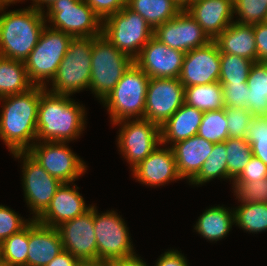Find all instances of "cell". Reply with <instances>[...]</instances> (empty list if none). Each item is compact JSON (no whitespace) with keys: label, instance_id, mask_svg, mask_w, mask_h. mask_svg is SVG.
Returning <instances> with one entry per match:
<instances>
[{"label":"cell","instance_id":"cell-5","mask_svg":"<svg viewBox=\"0 0 267 266\" xmlns=\"http://www.w3.org/2000/svg\"><path fill=\"white\" fill-rule=\"evenodd\" d=\"M149 79L135 63L124 73L112 92L102 101L112 124L144 117Z\"/></svg>","mask_w":267,"mask_h":266},{"label":"cell","instance_id":"cell-15","mask_svg":"<svg viewBox=\"0 0 267 266\" xmlns=\"http://www.w3.org/2000/svg\"><path fill=\"white\" fill-rule=\"evenodd\" d=\"M63 250L69 251L83 263H97V244L94 232V206L84 214L57 227Z\"/></svg>","mask_w":267,"mask_h":266},{"label":"cell","instance_id":"cell-6","mask_svg":"<svg viewBox=\"0 0 267 266\" xmlns=\"http://www.w3.org/2000/svg\"><path fill=\"white\" fill-rule=\"evenodd\" d=\"M92 45L93 37L73 38L56 75L50 82L52 88L45 89L51 93L70 96L84 89L89 90Z\"/></svg>","mask_w":267,"mask_h":266},{"label":"cell","instance_id":"cell-4","mask_svg":"<svg viewBox=\"0 0 267 266\" xmlns=\"http://www.w3.org/2000/svg\"><path fill=\"white\" fill-rule=\"evenodd\" d=\"M89 90L100 101L112 92L134 60L119 51L102 34L93 37Z\"/></svg>","mask_w":267,"mask_h":266},{"label":"cell","instance_id":"cell-28","mask_svg":"<svg viewBox=\"0 0 267 266\" xmlns=\"http://www.w3.org/2000/svg\"><path fill=\"white\" fill-rule=\"evenodd\" d=\"M33 86L24 61L0 56V98L24 93Z\"/></svg>","mask_w":267,"mask_h":266},{"label":"cell","instance_id":"cell-21","mask_svg":"<svg viewBox=\"0 0 267 266\" xmlns=\"http://www.w3.org/2000/svg\"><path fill=\"white\" fill-rule=\"evenodd\" d=\"M185 10L211 40L234 21L233 0H193Z\"/></svg>","mask_w":267,"mask_h":266},{"label":"cell","instance_id":"cell-31","mask_svg":"<svg viewBox=\"0 0 267 266\" xmlns=\"http://www.w3.org/2000/svg\"><path fill=\"white\" fill-rule=\"evenodd\" d=\"M215 178L228 179L225 142H218L213 145L212 153L208 156L198 174L189 183L198 186Z\"/></svg>","mask_w":267,"mask_h":266},{"label":"cell","instance_id":"cell-44","mask_svg":"<svg viewBox=\"0 0 267 266\" xmlns=\"http://www.w3.org/2000/svg\"><path fill=\"white\" fill-rule=\"evenodd\" d=\"M103 21L127 5V0H84Z\"/></svg>","mask_w":267,"mask_h":266},{"label":"cell","instance_id":"cell-19","mask_svg":"<svg viewBox=\"0 0 267 266\" xmlns=\"http://www.w3.org/2000/svg\"><path fill=\"white\" fill-rule=\"evenodd\" d=\"M62 183L47 209L36 219L37 222L57 228L62 223L74 219L88 211L92 205L87 206L80 189L75 184Z\"/></svg>","mask_w":267,"mask_h":266},{"label":"cell","instance_id":"cell-17","mask_svg":"<svg viewBox=\"0 0 267 266\" xmlns=\"http://www.w3.org/2000/svg\"><path fill=\"white\" fill-rule=\"evenodd\" d=\"M220 51L212 40L185 53L179 80L184 87L219 82Z\"/></svg>","mask_w":267,"mask_h":266},{"label":"cell","instance_id":"cell-9","mask_svg":"<svg viewBox=\"0 0 267 266\" xmlns=\"http://www.w3.org/2000/svg\"><path fill=\"white\" fill-rule=\"evenodd\" d=\"M153 33L146 20L127 6L103 20L102 35L133 60Z\"/></svg>","mask_w":267,"mask_h":266},{"label":"cell","instance_id":"cell-29","mask_svg":"<svg viewBox=\"0 0 267 266\" xmlns=\"http://www.w3.org/2000/svg\"><path fill=\"white\" fill-rule=\"evenodd\" d=\"M248 104L253 117L267 116V62H254L247 79Z\"/></svg>","mask_w":267,"mask_h":266},{"label":"cell","instance_id":"cell-26","mask_svg":"<svg viewBox=\"0 0 267 266\" xmlns=\"http://www.w3.org/2000/svg\"><path fill=\"white\" fill-rule=\"evenodd\" d=\"M234 224V210L218 205L202 212L194 229L203 238L216 243L227 236Z\"/></svg>","mask_w":267,"mask_h":266},{"label":"cell","instance_id":"cell-49","mask_svg":"<svg viewBox=\"0 0 267 266\" xmlns=\"http://www.w3.org/2000/svg\"><path fill=\"white\" fill-rule=\"evenodd\" d=\"M32 1V7L40 10V11H44V5H46V7H48L50 4H52L55 0H31Z\"/></svg>","mask_w":267,"mask_h":266},{"label":"cell","instance_id":"cell-52","mask_svg":"<svg viewBox=\"0 0 267 266\" xmlns=\"http://www.w3.org/2000/svg\"><path fill=\"white\" fill-rule=\"evenodd\" d=\"M81 266H106V263H83Z\"/></svg>","mask_w":267,"mask_h":266},{"label":"cell","instance_id":"cell-2","mask_svg":"<svg viewBox=\"0 0 267 266\" xmlns=\"http://www.w3.org/2000/svg\"><path fill=\"white\" fill-rule=\"evenodd\" d=\"M70 95L41 93L36 141L70 142L78 139L86 124V109Z\"/></svg>","mask_w":267,"mask_h":266},{"label":"cell","instance_id":"cell-48","mask_svg":"<svg viewBox=\"0 0 267 266\" xmlns=\"http://www.w3.org/2000/svg\"><path fill=\"white\" fill-rule=\"evenodd\" d=\"M106 266H148L137 254L127 257L116 259L106 263Z\"/></svg>","mask_w":267,"mask_h":266},{"label":"cell","instance_id":"cell-37","mask_svg":"<svg viewBox=\"0 0 267 266\" xmlns=\"http://www.w3.org/2000/svg\"><path fill=\"white\" fill-rule=\"evenodd\" d=\"M234 15L239 18L236 22L255 25L267 22V1L233 0Z\"/></svg>","mask_w":267,"mask_h":266},{"label":"cell","instance_id":"cell-47","mask_svg":"<svg viewBox=\"0 0 267 266\" xmlns=\"http://www.w3.org/2000/svg\"><path fill=\"white\" fill-rule=\"evenodd\" d=\"M82 263L76 259L69 251L62 250L46 266H81Z\"/></svg>","mask_w":267,"mask_h":266},{"label":"cell","instance_id":"cell-35","mask_svg":"<svg viewBox=\"0 0 267 266\" xmlns=\"http://www.w3.org/2000/svg\"><path fill=\"white\" fill-rule=\"evenodd\" d=\"M29 224L1 242L2 258L8 266H27Z\"/></svg>","mask_w":267,"mask_h":266},{"label":"cell","instance_id":"cell-18","mask_svg":"<svg viewBox=\"0 0 267 266\" xmlns=\"http://www.w3.org/2000/svg\"><path fill=\"white\" fill-rule=\"evenodd\" d=\"M184 56L185 52L172 49L153 36L134 63L150 78H179Z\"/></svg>","mask_w":267,"mask_h":266},{"label":"cell","instance_id":"cell-39","mask_svg":"<svg viewBox=\"0 0 267 266\" xmlns=\"http://www.w3.org/2000/svg\"><path fill=\"white\" fill-rule=\"evenodd\" d=\"M233 192L240 203L267 204V177L253 182H233Z\"/></svg>","mask_w":267,"mask_h":266},{"label":"cell","instance_id":"cell-40","mask_svg":"<svg viewBox=\"0 0 267 266\" xmlns=\"http://www.w3.org/2000/svg\"><path fill=\"white\" fill-rule=\"evenodd\" d=\"M230 138H246L249 123L253 118L246 108H225Z\"/></svg>","mask_w":267,"mask_h":266},{"label":"cell","instance_id":"cell-22","mask_svg":"<svg viewBox=\"0 0 267 266\" xmlns=\"http://www.w3.org/2000/svg\"><path fill=\"white\" fill-rule=\"evenodd\" d=\"M62 250L58 229L32 219L29 223L27 266H46Z\"/></svg>","mask_w":267,"mask_h":266},{"label":"cell","instance_id":"cell-36","mask_svg":"<svg viewBox=\"0 0 267 266\" xmlns=\"http://www.w3.org/2000/svg\"><path fill=\"white\" fill-rule=\"evenodd\" d=\"M197 135L212 143L224 142L229 138L225 108L204 111Z\"/></svg>","mask_w":267,"mask_h":266},{"label":"cell","instance_id":"cell-7","mask_svg":"<svg viewBox=\"0 0 267 266\" xmlns=\"http://www.w3.org/2000/svg\"><path fill=\"white\" fill-rule=\"evenodd\" d=\"M72 39L62 31L45 26L37 45L24 60L28 78L34 86H48L46 84L56 75Z\"/></svg>","mask_w":267,"mask_h":266},{"label":"cell","instance_id":"cell-43","mask_svg":"<svg viewBox=\"0 0 267 266\" xmlns=\"http://www.w3.org/2000/svg\"><path fill=\"white\" fill-rule=\"evenodd\" d=\"M267 177V165L259 158L252 156L233 182H253L263 180Z\"/></svg>","mask_w":267,"mask_h":266},{"label":"cell","instance_id":"cell-30","mask_svg":"<svg viewBox=\"0 0 267 266\" xmlns=\"http://www.w3.org/2000/svg\"><path fill=\"white\" fill-rule=\"evenodd\" d=\"M185 103L203 112L223 109V87L219 82L185 87Z\"/></svg>","mask_w":267,"mask_h":266},{"label":"cell","instance_id":"cell-46","mask_svg":"<svg viewBox=\"0 0 267 266\" xmlns=\"http://www.w3.org/2000/svg\"><path fill=\"white\" fill-rule=\"evenodd\" d=\"M154 266H189L187 258L178 250L170 249L161 254Z\"/></svg>","mask_w":267,"mask_h":266},{"label":"cell","instance_id":"cell-23","mask_svg":"<svg viewBox=\"0 0 267 266\" xmlns=\"http://www.w3.org/2000/svg\"><path fill=\"white\" fill-rule=\"evenodd\" d=\"M214 143L198 135L179 141L171 146L177 171L182 179L190 182L212 153Z\"/></svg>","mask_w":267,"mask_h":266},{"label":"cell","instance_id":"cell-13","mask_svg":"<svg viewBox=\"0 0 267 266\" xmlns=\"http://www.w3.org/2000/svg\"><path fill=\"white\" fill-rule=\"evenodd\" d=\"M22 164V186L24 197L31 213L36 220L48 207L56 190L62 183L48 174L44 168L28 153L16 152L12 154Z\"/></svg>","mask_w":267,"mask_h":266},{"label":"cell","instance_id":"cell-53","mask_svg":"<svg viewBox=\"0 0 267 266\" xmlns=\"http://www.w3.org/2000/svg\"><path fill=\"white\" fill-rule=\"evenodd\" d=\"M0 266H8V264L2 257H0Z\"/></svg>","mask_w":267,"mask_h":266},{"label":"cell","instance_id":"cell-1","mask_svg":"<svg viewBox=\"0 0 267 266\" xmlns=\"http://www.w3.org/2000/svg\"><path fill=\"white\" fill-rule=\"evenodd\" d=\"M42 86H33L20 94L0 98V139L10 153L27 152L36 142L37 115Z\"/></svg>","mask_w":267,"mask_h":266},{"label":"cell","instance_id":"cell-54","mask_svg":"<svg viewBox=\"0 0 267 266\" xmlns=\"http://www.w3.org/2000/svg\"><path fill=\"white\" fill-rule=\"evenodd\" d=\"M0 257H2L1 241H0Z\"/></svg>","mask_w":267,"mask_h":266},{"label":"cell","instance_id":"cell-8","mask_svg":"<svg viewBox=\"0 0 267 266\" xmlns=\"http://www.w3.org/2000/svg\"><path fill=\"white\" fill-rule=\"evenodd\" d=\"M44 13L50 28L73 38L97 37L102 34L103 21L84 0H55Z\"/></svg>","mask_w":267,"mask_h":266},{"label":"cell","instance_id":"cell-14","mask_svg":"<svg viewBox=\"0 0 267 266\" xmlns=\"http://www.w3.org/2000/svg\"><path fill=\"white\" fill-rule=\"evenodd\" d=\"M185 103V87L179 78H150L144 119L161 127Z\"/></svg>","mask_w":267,"mask_h":266},{"label":"cell","instance_id":"cell-3","mask_svg":"<svg viewBox=\"0 0 267 266\" xmlns=\"http://www.w3.org/2000/svg\"><path fill=\"white\" fill-rule=\"evenodd\" d=\"M5 9L0 7V56L24 61L46 26L44 12L32 6L9 12Z\"/></svg>","mask_w":267,"mask_h":266},{"label":"cell","instance_id":"cell-34","mask_svg":"<svg viewBox=\"0 0 267 266\" xmlns=\"http://www.w3.org/2000/svg\"><path fill=\"white\" fill-rule=\"evenodd\" d=\"M253 63L250 59L221 53L219 83H247Z\"/></svg>","mask_w":267,"mask_h":266},{"label":"cell","instance_id":"cell-16","mask_svg":"<svg viewBox=\"0 0 267 266\" xmlns=\"http://www.w3.org/2000/svg\"><path fill=\"white\" fill-rule=\"evenodd\" d=\"M153 36L166 46L185 53L212 41L185 9L176 17L157 26Z\"/></svg>","mask_w":267,"mask_h":266},{"label":"cell","instance_id":"cell-41","mask_svg":"<svg viewBox=\"0 0 267 266\" xmlns=\"http://www.w3.org/2000/svg\"><path fill=\"white\" fill-rule=\"evenodd\" d=\"M30 219V220H29ZM22 218L15 212L5 205H0V241H4L13 234L21 231L31 221L32 218Z\"/></svg>","mask_w":267,"mask_h":266},{"label":"cell","instance_id":"cell-32","mask_svg":"<svg viewBox=\"0 0 267 266\" xmlns=\"http://www.w3.org/2000/svg\"><path fill=\"white\" fill-rule=\"evenodd\" d=\"M235 225L250 233L267 231V204L241 203L233 208Z\"/></svg>","mask_w":267,"mask_h":266},{"label":"cell","instance_id":"cell-12","mask_svg":"<svg viewBox=\"0 0 267 266\" xmlns=\"http://www.w3.org/2000/svg\"><path fill=\"white\" fill-rule=\"evenodd\" d=\"M112 125L121 126L117 146L132 169L161 144L160 127L144 118L123 120Z\"/></svg>","mask_w":267,"mask_h":266},{"label":"cell","instance_id":"cell-33","mask_svg":"<svg viewBox=\"0 0 267 266\" xmlns=\"http://www.w3.org/2000/svg\"><path fill=\"white\" fill-rule=\"evenodd\" d=\"M224 142L227 151L228 179L233 183L245 168L253 154L251 145L246 138L229 137Z\"/></svg>","mask_w":267,"mask_h":266},{"label":"cell","instance_id":"cell-42","mask_svg":"<svg viewBox=\"0 0 267 266\" xmlns=\"http://www.w3.org/2000/svg\"><path fill=\"white\" fill-rule=\"evenodd\" d=\"M223 87L225 108H246L249 88L247 83H220Z\"/></svg>","mask_w":267,"mask_h":266},{"label":"cell","instance_id":"cell-24","mask_svg":"<svg viewBox=\"0 0 267 266\" xmlns=\"http://www.w3.org/2000/svg\"><path fill=\"white\" fill-rule=\"evenodd\" d=\"M204 112L184 103L161 127V144L170 147L198 133ZM167 143V144H166Z\"/></svg>","mask_w":267,"mask_h":266},{"label":"cell","instance_id":"cell-20","mask_svg":"<svg viewBox=\"0 0 267 266\" xmlns=\"http://www.w3.org/2000/svg\"><path fill=\"white\" fill-rule=\"evenodd\" d=\"M158 146L145 160L131 169L134 179L150 186H163L182 179L177 171L176 160L170 146Z\"/></svg>","mask_w":267,"mask_h":266},{"label":"cell","instance_id":"cell-50","mask_svg":"<svg viewBox=\"0 0 267 266\" xmlns=\"http://www.w3.org/2000/svg\"><path fill=\"white\" fill-rule=\"evenodd\" d=\"M22 2L24 0H0V7H7V6H11V4H15V3H19ZM10 4V5H9Z\"/></svg>","mask_w":267,"mask_h":266},{"label":"cell","instance_id":"cell-38","mask_svg":"<svg viewBox=\"0 0 267 266\" xmlns=\"http://www.w3.org/2000/svg\"><path fill=\"white\" fill-rule=\"evenodd\" d=\"M246 139L251 145L253 156L267 165V116L251 119Z\"/></svg>","mask_w":267,"mask_h":266},{"label":"cell","instance_id":"cell-27","mask_svg":"<svg viewBox=\"0 0 267 266\" xmlns=\"http://www.w3.org/2000/svg\"><path fill=\"white\" fill-rule=\"evenodd\" d=\"M126 6L144 18L153 30L183 10L174 0H127Z\"/></svg>","mask_w":267,"mask_h":266},{"label":"cell","instance_id":"cell-11","mask_svg":"<svg viewBox=\"0 0 267 266\" xmlns=\"http://www.w3.org/2000/svg\"><path fill=\"white\" fill-rule=\"evenodd\" d=\"M68 142L36 141L27 151L51 176L61 183H74L87 170L84 160L73 153Z\"/></svg>","mask_w":267,"mask_h":266},{"label":"cell","instance_id":"cell-51","mask_svg":"<svg viewBox=\"0 0 267 266\" xmlns=\"http://www.w3.org/2000/svg\"><path fill=\"white\" fill-rule=\"evenodd\" d=\"M179 7L185 9L193 0H174Z\"/></svg>","mask_w":267,"mask_h":266},{"label":"cell","instance_id":"cell-45","mask_svg":"<svg viewBox=\"0 0 267 266\" xmlns=\"http://www.w3.org/2000/svg\"><path fill=\"white\" fill-rule=\"evenodd\" d=\"M257 47V62H267V23L253 25Z\"/></svg>","mask_w":267,"mask_h":266},{"label":"cell","instance_id":"cell-25","mask_svg":"<svg viewBox=\"0 0 267 266\" xmlns=\"http://www.w3.org/2000/svg\"><path fill=\"white\" fill-rule=\"evenodd\" d=\"M213 41L220 53L234 54L257 62L253 25L233 21Z\"/></svg>","mask_w":267,"mask_h":266},{"label":"cell","instance_id":"cell-10","mask_svg":"<svg viewBox=\"0 0 267 266\" xmlns=\"http://www.w3.org/2000/svg\"><path fill=\"white\" fill-rule=\"evenodd\" d=\"M94 232L97 263L131 257L136 254L124 219L116 211L98 213L94 205Z\"/></svg>","mask_w":267,"mask_h":266}]
</instances>
